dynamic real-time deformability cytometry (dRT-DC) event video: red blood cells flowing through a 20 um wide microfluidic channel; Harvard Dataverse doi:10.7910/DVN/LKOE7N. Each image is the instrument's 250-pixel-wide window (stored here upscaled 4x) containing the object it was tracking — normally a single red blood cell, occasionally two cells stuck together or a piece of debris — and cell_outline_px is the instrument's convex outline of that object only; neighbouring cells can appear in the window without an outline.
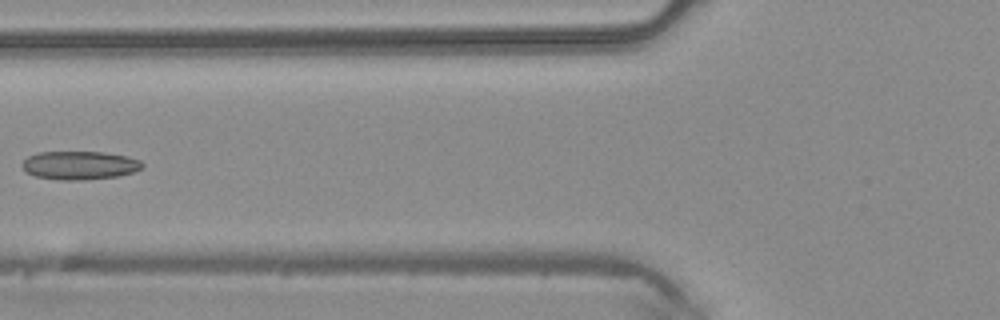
{"species": "common noctule bat (a hibernating species)", "species_latin": "Nyctalus noctula", "temperature_condition": "warm", "stored_images_in_passage": 6, "camera_frame_rate_fps": 3000, "um_per_image_px": 0.085, "animal": {"sex": "male", "body_mass_g": 20.4}, "frame": {"image": 1, "passage_image": 6, "time_ms": 1.667, "image_size_px": [1000, 320], "cell_outline_px": [[144, 164], [140, 168], [132, 172], [120, 176], [84, 180], [64, 180], [36, 176], [24, 172], [20, 164], [28, 156], [40, 152], [104, 152], [124, 156], [140, 160]], "centroid_in_image_um": [6.73, 14.05], "position_along_channel_um": 119.1, "area_um2": 19.88}}